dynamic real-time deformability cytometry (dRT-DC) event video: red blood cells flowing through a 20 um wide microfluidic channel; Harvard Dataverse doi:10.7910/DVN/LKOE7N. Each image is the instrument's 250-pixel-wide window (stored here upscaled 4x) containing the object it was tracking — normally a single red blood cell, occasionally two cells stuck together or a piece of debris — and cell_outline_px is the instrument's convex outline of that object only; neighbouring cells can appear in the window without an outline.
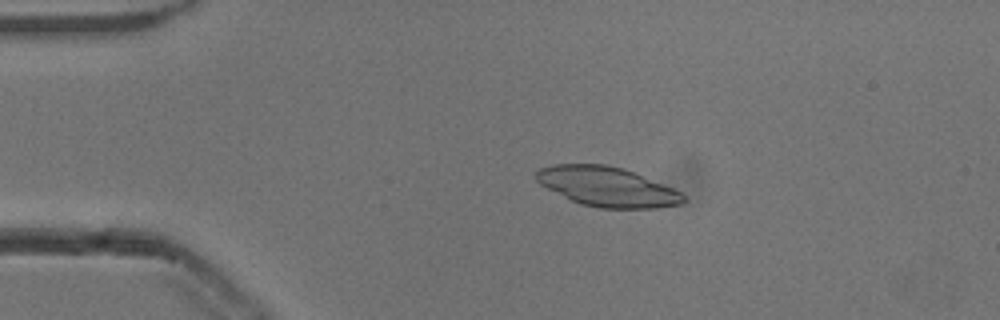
{"species": "common noctule bat (a hibernating species)", "species_latin": "Nyctalus noctula", "temperature_condition": "cold", "stored_images_in_passage": 53, "camera_frame_rate_fps": 3000, "um_per_image_px": 0.085, "animal": {"sex": "male", "body_mass_g": 13.3}, "frame": {"image": 1, "passage_image": 11, "time_ms": 3.333, "image_size_px": [1000, 320], "cell_outline_px": [[688, 200], [680, 204], [656, 208], [596, 208], [580, 204], [540, 184], [532, 176], [540, 168], [552, 164], [604, 164], [624, 168], [672, 188], [680, 192]], "centroid_in_image_um": [51.59, 15.87], "position_along_channel_um": 33.4, "area_um2": 33.87}}
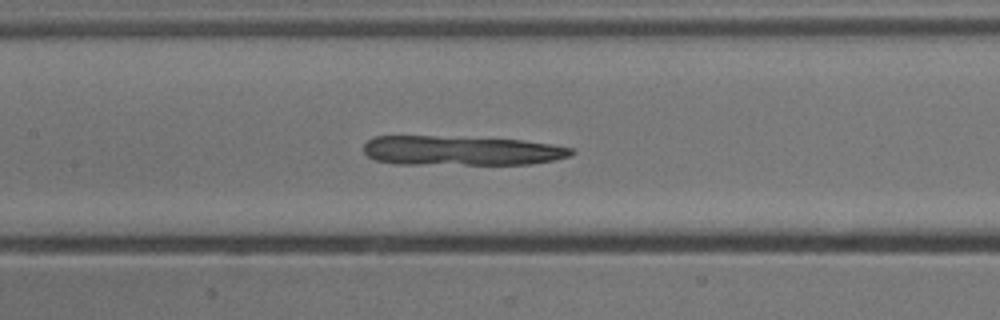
{"frame": {"image": 2, "passage_image": 25, "time_ms": 8.0, "image_size_px": [1000, 320], "cell_outline_px": [[576, 152], [572, 156], [532, 164], [396, 164], [376, 160], [368, 156], [364, 152], [364, 144], [372, 136], [436, 136], [520, 140], [552, 144], [572, 148]], "centroid_in_image_um": [39.2, 12.8], "position_along_channel_um": 168.2, "area_um2": 35.84}}